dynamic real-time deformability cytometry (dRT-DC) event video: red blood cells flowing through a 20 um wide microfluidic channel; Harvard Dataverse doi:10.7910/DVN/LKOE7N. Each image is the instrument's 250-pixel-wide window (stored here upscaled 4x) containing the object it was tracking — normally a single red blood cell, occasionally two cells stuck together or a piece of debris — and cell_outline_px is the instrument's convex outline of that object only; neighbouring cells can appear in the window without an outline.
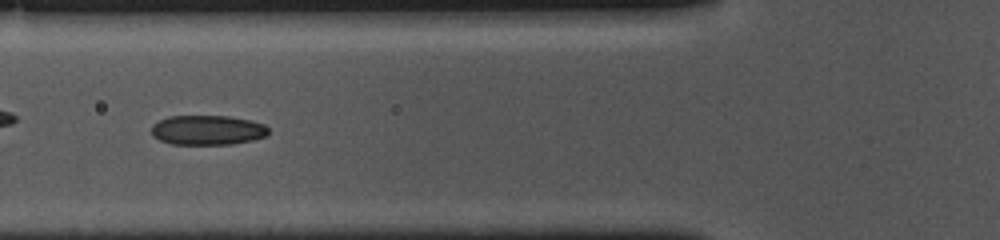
{"species": "common noctule bat (a hibernating species)", "species_latin": "Nyctalus noctula", "temperature_condition": "cold", "stored_images_in_passage": 52, "camera_frame_rate_fps": 3000, "um_per_image_px": 0.085, "animal": {"sex": "female", "body_mass_g": 10.0, "forearm_length_mm": 53.1}, "frame": {"image": 1, "passage_image": 17, "time_ms": 5.333, "image_size_px": [1000, 240], "cell_outline_px": [[268, 136], [252, 140], [232, 144], [172, 144], [160, 140], [152, 136], [152, 124], [168, 116], [228, 116], [252, 120], [264, 124], [268, 128]], "centroid_in_image_um": [17.65, 11.05], "position_along_channel_um": 108.1, "area_um2": 20.35}}
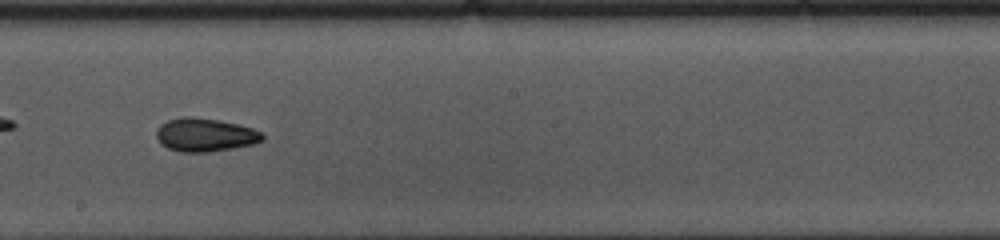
{"frame": {"image": 2, "passage_image": 27, "time_ms": 8.667, "image_size_px": [1000, 240], "cell_outline_px": [[264, 140], [256, 144], [208, 152], [180, 152], [168, 148], [156, 136], [156, 128], [160, 124], [168, 120], [184, 116], [192, 116], [220, 120], [252, 128], [260, 132], [264, 136]], "centroid_in_image_um": [17.44, 11.46], "position_along_channel_um": 230.8, "area_um2": 20.63}}
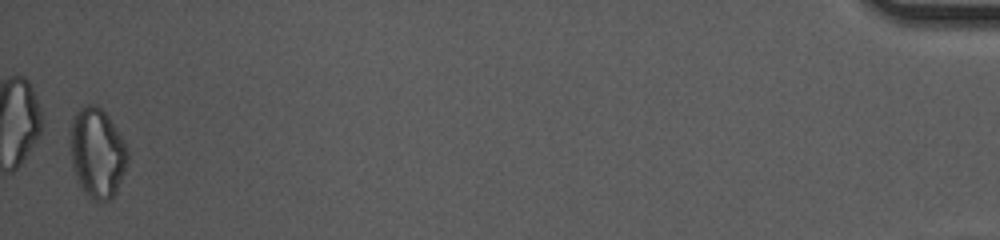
{"frame": {"image": 3, "passage_image": 51, "time_ms": 16.667, "image_size_px": [1000, 240], "cell_outline_px": [[128, 160], [124, 172], [116, 192], [108, 200], [100, 204], [88, 196], [80, 188], [72, 164], [72, 116], [84, 104], [96, 104], [108, 116], [124, 140], [128, 148]], "centroid_in_image_um": [8.29, 13.01], "position_along_channel_um": 426.9, "area_um2": 29.88}, "authors_computed_cell_mechanics": {"area_um2": 20.4034, "velocity_mm_per_s": 3.6699, "shape_relaxation_time_tau1_ms": 5.3657, "shape_relaxation_time_tau2_ms": 3.5785, "deformation_change_tau1": 0.1224, "deformation_change_tau2": 0.0767}}